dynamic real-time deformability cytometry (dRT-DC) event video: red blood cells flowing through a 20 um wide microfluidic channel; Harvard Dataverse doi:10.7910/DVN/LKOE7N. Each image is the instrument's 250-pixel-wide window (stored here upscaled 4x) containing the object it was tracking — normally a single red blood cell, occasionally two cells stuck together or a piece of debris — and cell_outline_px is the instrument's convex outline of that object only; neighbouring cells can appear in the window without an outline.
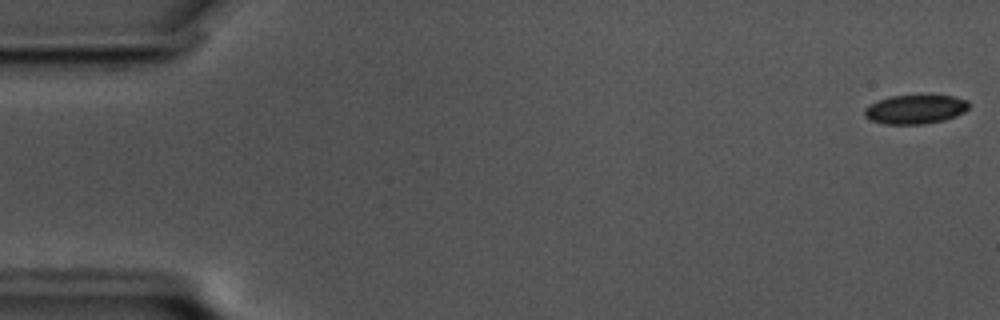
{"species": "common noctule bat (a hibernating species)", "species_latin": "Nyctalus noctula", "temperature_condition": "cold", "stored_images_in_passage": 14, "camera_frame_rate_fps": 3000, "um_per_image_px": 0.085, "animal": {"sex": "male", "body_mass_g": 17.5, "forearm_length_mm": 52.3}, "frame": {"image": 1, "passage_image": 1, "time_ms": 0.0, "image_size_px": [1000, 320], "cell_outline_px": [[968, 108], [964, 112], [956, 116], [944, 120], [924, 124], [884, 124], [872, 120], [864, 116], [864, 108], [868, 104], [892, 96], [952, 96], [968, 100]], "centroid_in_image_um": [77.79, 9.3], "position_along_channel_um": 7.2, "area_um2": 17.51}}
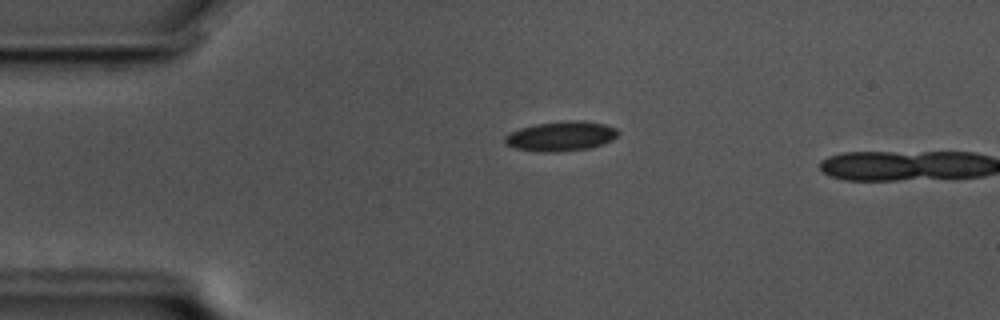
{"frame": {"image": 2, "passage_image": 13, "time_ms": 4.0, "image_size_px": [1000, 320], "cell_outline_px": [[620, 132], [612, 140], [592, 148], [556, 152], [540, 152], [516, 148], [504, 144], [504, 136], [508, 132], [520, 128], [536, 124], [568, 120], [584, 120], [604, 124], [616, 128]], "centroid_in_image_um": [47.67, 11.57], "position_along_channel_um": 37.3, "area_um2": 19.83}}